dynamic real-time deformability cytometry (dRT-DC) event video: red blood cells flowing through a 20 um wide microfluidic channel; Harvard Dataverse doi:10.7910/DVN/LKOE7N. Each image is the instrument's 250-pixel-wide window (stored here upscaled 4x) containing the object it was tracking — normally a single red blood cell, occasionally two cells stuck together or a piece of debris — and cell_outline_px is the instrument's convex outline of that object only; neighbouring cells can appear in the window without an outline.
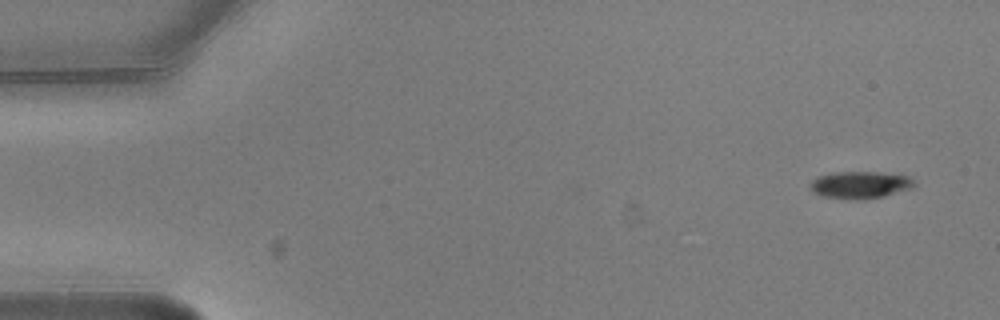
{"species": "common noctule bat (a hibernating species)", "species_latin": "Nyctalus noctula", "temperature_condition": "warm", "stored_images_in_passage": 3, "camera_frame_rate_fps": 3000, "um_per_image_px": 0.085, "animal": {"sex": "male", "body_mass_g": 20.5, "forearm_length_mm": 52.5}, "frame": {"image": 1, "passage_image": 1, "time_ms": 0.0, "image_size_px": [1000, 320], "cell_outline_px": [[916, 184], [912, 188], [884, 196], [864, 200], [848, 200], [820, 196], [812, 192], [808, 184], [816, 176], [832, 172], [880, 172], [908, 176], [916, 180]], "centroid_in_image_um": [73.07, 15.72], "position_along_channel_um": 11.9, "area_um2": 16.99}}